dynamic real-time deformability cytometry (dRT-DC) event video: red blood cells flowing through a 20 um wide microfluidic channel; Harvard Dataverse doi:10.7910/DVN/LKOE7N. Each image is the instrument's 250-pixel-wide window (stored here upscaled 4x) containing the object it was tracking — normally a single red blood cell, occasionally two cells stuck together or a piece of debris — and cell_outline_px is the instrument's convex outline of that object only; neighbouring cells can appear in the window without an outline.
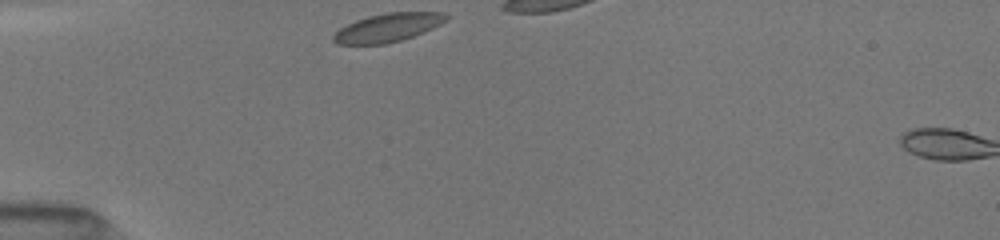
{"species": "common noctule bat (a hibernating species)", "species_latin": "Nyctalus noctula", "temperature_condition": "room temperature", "stored_images_in_passage": 3, "camera_frame_rate_fps": 3000, "um_per_image_px": 0.085, "animal": {"sex": "female", "body_mass_g": 19.5, "forearm_length_mm": 54.1}, "frame": {"image": 1, "passage_image": 1, "time_ms": 0.0, "image_size_px": [1000, 240], "cell_outline_px": [[448, 20], [432, 28], [412, 36], [400, 40], [384, 44], [336, 44], [332, 40], [332, 36], [340, 28], [356, 20], [368, 16], [388, 12], [444, 12], [448, 16]], "centroid_in_image_um": [32.96, 2.34], "position_along_channel_um": 52.0, "area_um2": 18.55}}